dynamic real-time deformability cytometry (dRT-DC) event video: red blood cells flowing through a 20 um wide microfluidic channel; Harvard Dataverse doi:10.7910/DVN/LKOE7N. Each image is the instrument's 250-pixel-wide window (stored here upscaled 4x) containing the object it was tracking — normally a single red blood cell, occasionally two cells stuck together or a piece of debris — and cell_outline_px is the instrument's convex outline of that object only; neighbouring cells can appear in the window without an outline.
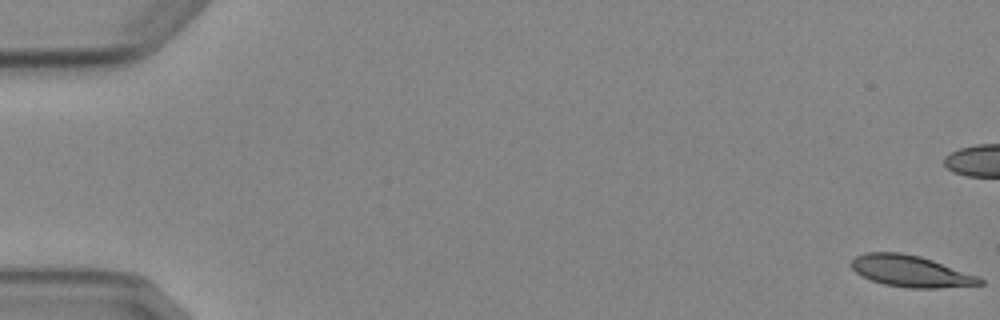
{"species": "Egyptian fruit bat (a non-hibernating species)", "species_latin": "Rousettus aegyptiacus", "temperature_condition": "cold", "stored_images_in_passage": 6, "camera_frame_rate_fps": 3000, "um_per_image_px": 0.085, "animal": {"sex": "female"}, "frame": {"image": 1, "passage_image": 1, "time_ms": 0.0, "image_size_px": [1000, 320], "cell_outline_px": [[984, 284], [936, 288], [908, 288], [884, 284], [860, 276], [848, 264], [856, 256], [864, 252], [900, 252], [920, 256], [932, 260], [976, 276], [984, 280]], "centroid_in_image_um": [77.34, 23.04], "position_along_channel_um": 7.7, "area_um2": 23.41}}